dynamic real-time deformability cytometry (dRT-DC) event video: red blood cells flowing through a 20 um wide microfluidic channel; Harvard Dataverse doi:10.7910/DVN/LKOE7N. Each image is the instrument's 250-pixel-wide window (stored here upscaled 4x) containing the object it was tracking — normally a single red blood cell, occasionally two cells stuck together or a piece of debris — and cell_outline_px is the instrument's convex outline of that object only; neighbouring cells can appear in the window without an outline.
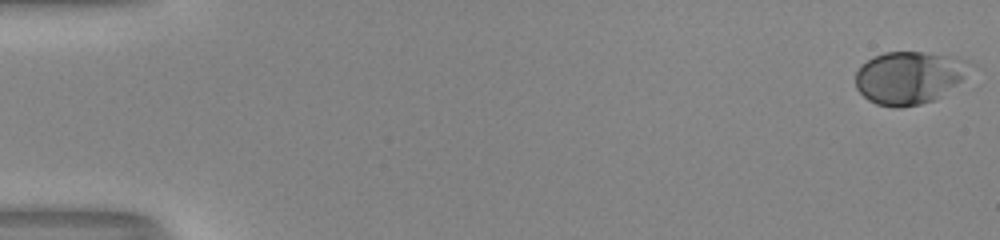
{"species": "human", "species_latin": "Homo sapiens", "temperature_condition": "room temperature", "stored_images_in_passage": 53, "camera_frame_rate_fps": 3000, "um_per_image_px": 0.085, "donor": {"sex": "male"}, "frame": {"image": 1, "passage_image": 1, "time_ms": 0.0, "image_size_px": [1000, 240], "cell_outline_px": [[960, 80], [932, 100], [920, 104], [900, 108], [892, 108], [876, 104], [868, 100], [856, 88], [856, 72], [868, 60], [884, 52], [924, 52], [944, 56], [960, 60]], "centroid_in_image_um": [77.05, 6.63], "position_along_channel_um": 7.9, "area_um2": 33.18}}
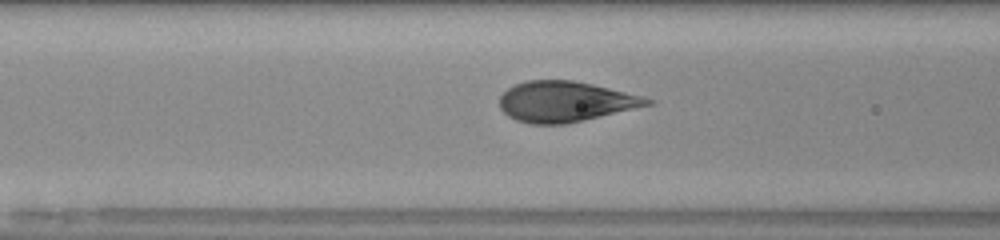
{"frame": {"image": 2, "passage_image": 23, "time_ms": 7.333, "image_size_px": [1000, 240], "cell_outline_px": [[656, 100], [652, 104], [564, 124], [532, 124], [516, 120], [508, 116], [500, 108], [500, 96], [508, 88], [516, 84], [528, 80], [572, 80], [592, 84], [644, 96]], "centroid_in_image_um": [48.04, 8.63], "position_along_channel_um": 118.6, "area_um2": 34.51}}
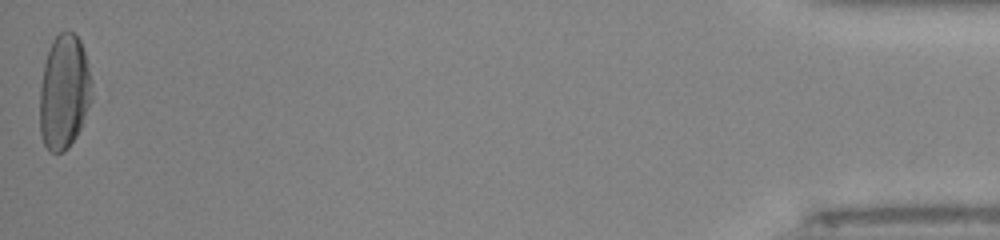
{"frame": {"image": 3, "passage_image": 53, "time_ms": 17.333, "image_size_px": [1000, 240], "cell_outline_px": [[92, 100], [80, 128], [76, 136], [68, 148], [64, 152], [48, 152], [44, 144], [40, 132], [40, 84], [44, 64], [52, 40], [60, 32], [72, 32], [80, 40], [84, 52], [92, 80]], "centroid_in_image_um": [5.45, 7.84], "position_along_channel_um": 429.8, "area_um2": 34.85}}